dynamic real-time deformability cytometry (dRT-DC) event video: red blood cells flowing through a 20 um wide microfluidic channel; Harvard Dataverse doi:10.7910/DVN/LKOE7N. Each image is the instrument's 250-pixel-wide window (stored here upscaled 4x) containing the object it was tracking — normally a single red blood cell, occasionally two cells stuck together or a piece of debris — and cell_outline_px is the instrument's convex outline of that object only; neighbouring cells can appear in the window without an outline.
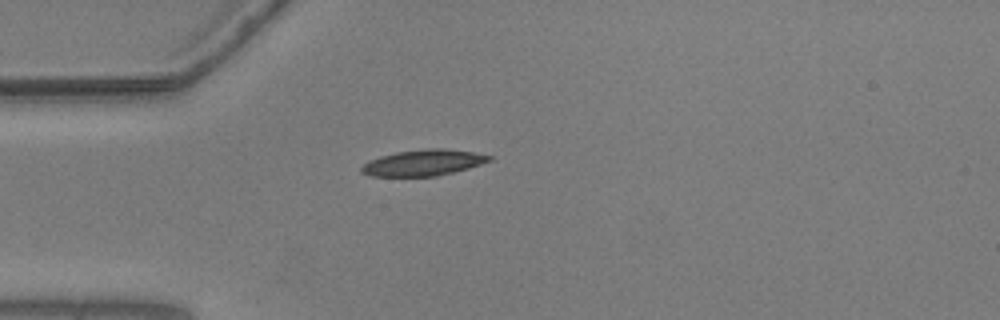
{"species": "common noctule bat (a hibernating species)", "species_latin": "Nyctalus noctula", "temperature_condition": "warm", "stored_images_in_passage": 30, "camera_frame_rate_fps": 3000, "um_per_image_px": 0.085, "animal": {"sex": "male", "body_mass_g": 20.5, "forearm_length_mm": 52.5}, "frame": {"image": 1, "passage_image": 1, "time_ms": 0.0, "image_size_px": [1000, 320], "cell_outline_px": [[492, 160], [468, 168], [436, 176], [372, 176], [360, 172], [360, 168], [368, 160], [380, 156], [396, 152], [428, 148], [444, 148], [472, 152], [492, 156]], "centroid_in_image_um": [35.95, 13.82], "position_along_channel_um": 49.0, "area_um2": 19.31}}
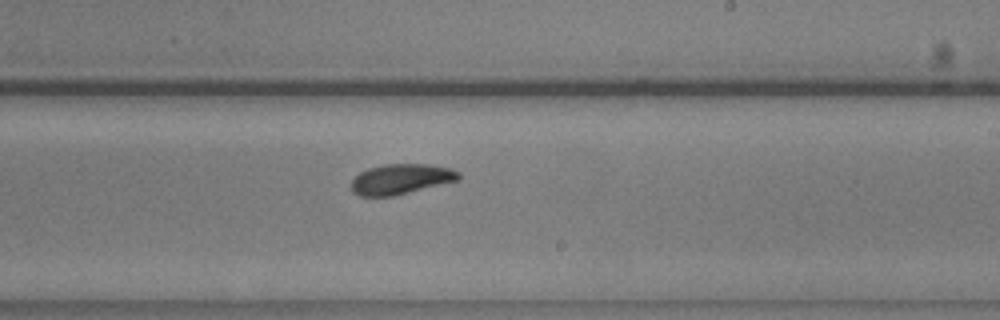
{"frame": {"image": 2, "passage_image": 19, "time_ms": 6.0, "image_size_px": [1000, 320], "cell_outline_px": [[460, 180], [392, 196], [360, 196], [352, 192], [352, 180], [360, 172], [368, 168], [384, 164], [428, 164], [452, 168], [460, 172]], "centroid_in_image_um": [34.1, 15.21], "position_along_channel_um": 254.9, "area_um2": 18.96}}
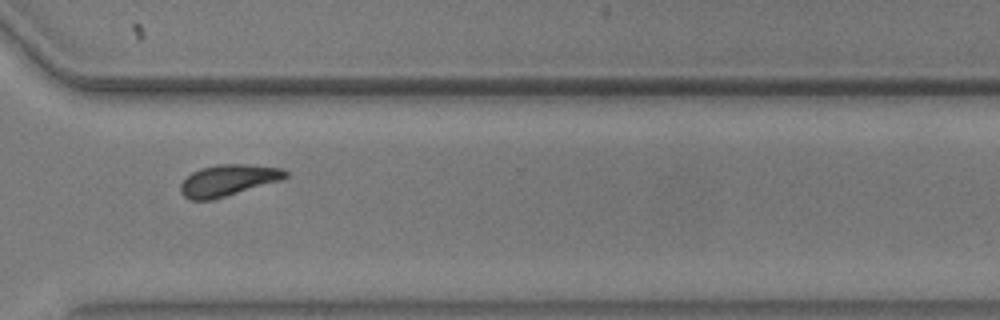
{"frame": {"image": 3, "passage_image": 27, "time_ms": 8.667, "image_size_px": [1000, 320], "cell_outline_px": [[288, 176], [280, 180], [212, 200], [188, 200], [180, 192], [180, 184], [192, 172], [200, 168], [220, 164], [248, 164], [280, 168], [288, 172]], "centroid_in_image_um": [19.35, 15.33], "position_along_channel_um": 351.2, "area_um2": 19.02}, "authors_computed_cell_mechanics": {"area_um2": 19.0162, "velocity_mm_per_s": 3.619, "shape_relaxation_time_tau1_ms": 3.1471, "shape_relaxation_time_tau2_ms": 6.0252, "deformation_change_tau1": 0.1343, "deformation_change_tau2": 0.1191}}